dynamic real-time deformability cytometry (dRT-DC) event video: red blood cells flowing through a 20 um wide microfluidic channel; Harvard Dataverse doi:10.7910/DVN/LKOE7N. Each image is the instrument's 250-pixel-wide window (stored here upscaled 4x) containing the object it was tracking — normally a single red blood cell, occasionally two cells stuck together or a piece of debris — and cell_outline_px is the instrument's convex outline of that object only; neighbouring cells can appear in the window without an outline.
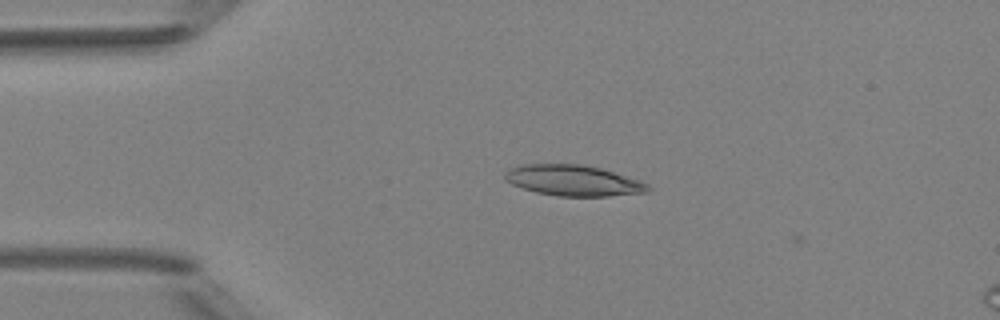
{"species": "Egyptian fruit bat (a non-hibernating species)", "species_latin": "Rousettus aegyptiacus", "temperature_condition": "room temperature", "stored_images_in_passage": 2, "camera_frame_rate_fps": 3000, "um_per_image_px": 0.085, "animal": {"sex": "female"}, "frame": {"image": 1, "passage_image": 1, "time_ms": 0.0, "image_size_px": [1000, 320], "cell_outline_px": [[652, 188], [648, 192], [608, 196], [556, 196], [536, 192], [512, 184], [504, 180], [504, 172], [508, 168], [520, 164], [580, 164], [600, 168], [640, 180], [648, 184]], "centroid_in_image_um": [48.71, 15.34], "position_along_channel_um": 36.3, "area_um2": 25.78}}